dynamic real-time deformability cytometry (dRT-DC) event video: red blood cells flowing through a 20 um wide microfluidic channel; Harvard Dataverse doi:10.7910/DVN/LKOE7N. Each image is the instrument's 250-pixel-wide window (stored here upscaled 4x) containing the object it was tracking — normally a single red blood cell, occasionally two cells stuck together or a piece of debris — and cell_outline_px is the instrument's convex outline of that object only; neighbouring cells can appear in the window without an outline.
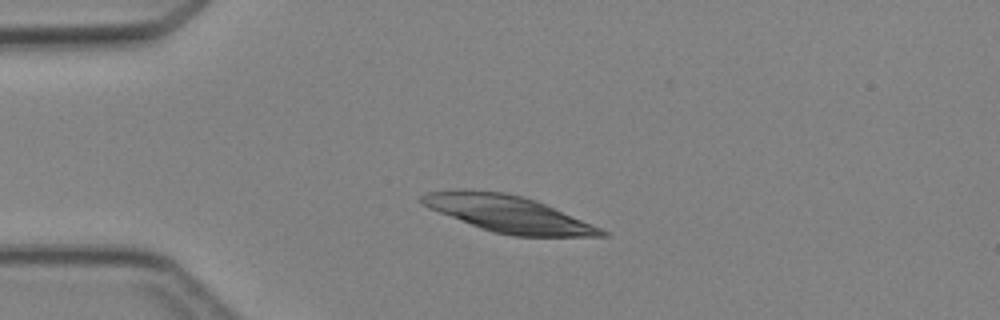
{"species": "Egyptian fruit bat (a non-hibernating species)", "species_latin": "Rousettus aegyptiacus", "temperature_condition": "cold", "stored_images_in_passage": 5, "camera_frame_rate_fps": 3000, "um_per_image_px": 0.085, "animal": {"sex": "female"}, "frame": {"image": 1, "passage_image": 3, "time_ms": 2.333, "image_size_px": [1000, 320], "cell_outline_px": [[608, 236], [512, 236], [492, 232], [480, 228], [428, 208], [420, 204], [420, 196], [428, 192], [464, 188], [504, 192], [536, 200], [592, 224], [608, 232]], "centroid_in_image_um": [43.14, 18.17], "position_along_channel_um": 41.9, "area_um2": 38.26}}